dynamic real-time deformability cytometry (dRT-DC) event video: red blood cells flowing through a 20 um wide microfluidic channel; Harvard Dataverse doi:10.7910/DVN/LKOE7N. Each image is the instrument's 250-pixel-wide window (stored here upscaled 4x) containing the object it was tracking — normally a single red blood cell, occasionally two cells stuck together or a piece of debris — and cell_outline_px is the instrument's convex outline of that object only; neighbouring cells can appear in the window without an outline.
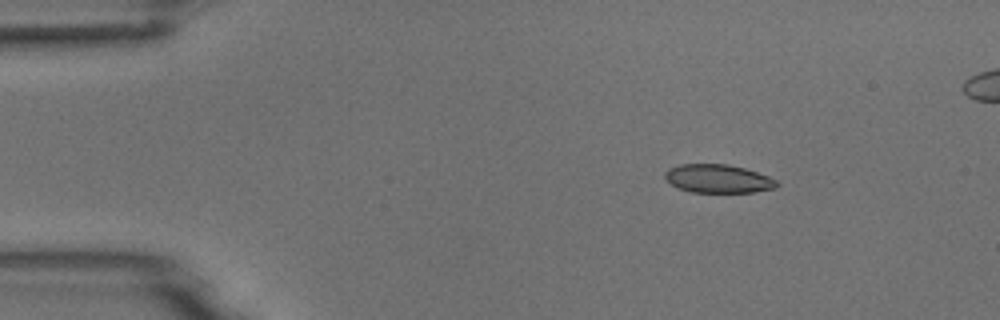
{"species": "common noctule bat (a hibernating species)", "species_latin": "Nyctalus noctula", "temperature_condition": "room temperature", "stored_images_in_passage": 6, "segment_of_instrument_passage": [1, 2], "camera_frame_rate_fps": 3000, "um_per_image_px": 0.085, "animal": {"sex": "male", "body_mass_g": 18.8}, "frame": {"image": 1, "passage_image": 3, "time_ms": 2.333, "image_size_px": [1000, 320], "cell_outline_px": [[780, 184], [776, 188], [752, 192], [692, 192], [676, 188], [664, 180], [664, 172], [668, 168], [680, 164], [728, 164], [744, 168], [768, 176], [776, 180]], "centroid_in_image_um": [60.99, 15.19], "position_along_channel_um": 24.0, "area_um2": 18.73}}